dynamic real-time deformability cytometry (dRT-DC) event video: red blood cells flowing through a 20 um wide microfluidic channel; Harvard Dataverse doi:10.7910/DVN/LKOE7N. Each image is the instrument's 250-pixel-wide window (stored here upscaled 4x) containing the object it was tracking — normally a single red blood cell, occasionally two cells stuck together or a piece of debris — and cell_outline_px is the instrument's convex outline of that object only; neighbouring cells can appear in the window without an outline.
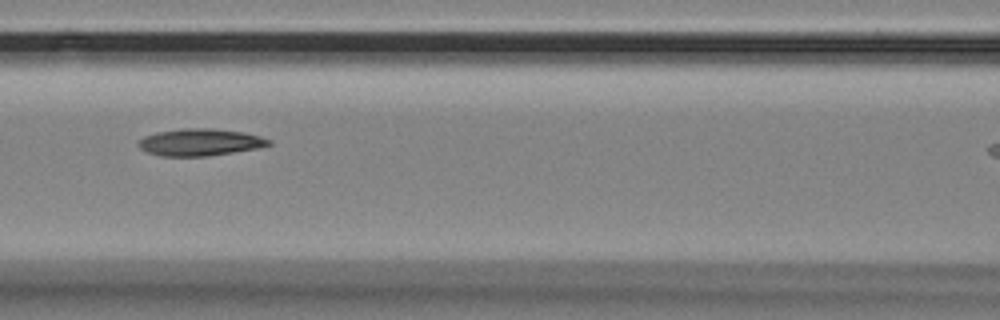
{"species": "Egyptian fruit bat (a non-hibernating species)", "species_latin": "Rousettus aegyptiacus", "temperature_condition": "room temperature", "stored_images_in_passage": 11, "camera_frame_rate_fps": 3000, "um_per_image_px": 0.085, "animal": {"sex": "female"}, "frame": {"image": 1, "passage_image": 6, "time_ms": 1.667, "image_size_px": [1000, 320], "cell_outline_px": [[272, 144], [256, 148], [208, 156], [160, 156], [148, 152], [140, 148], [136, 144], [144, 136], [156, 132], [180, 128], [212, 128], [244, 132], [260, 136], [272, 140]], "centroid_in_image_um": [16.99, 12.08], "position_along_channel_um": 149.6, "area_um2": 20.58}}
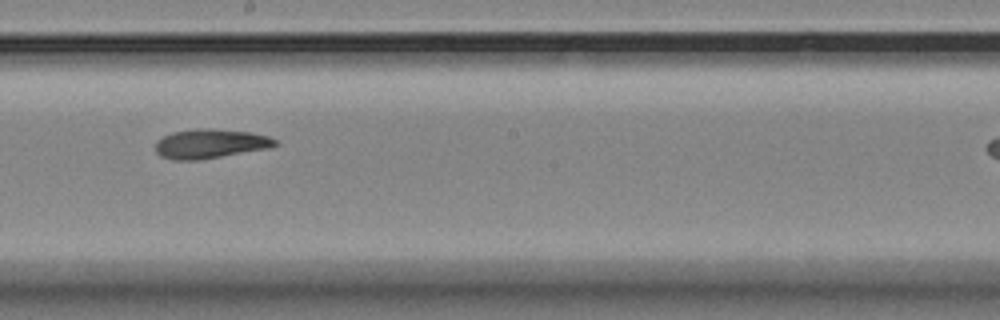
{"frame": {"image": 2, "passage_image": 8, "time_ms": 2.333, "image_size_px": [1000, 320], "cell_outline_px": [[280, 144], [268, 148], [196, 160], [172, 160], [160, 156], [156, 152], [156, 140], [172, 132], [196, 128], [212, 128], [252, 132], [268, 136], [276, 140]], "centroid_in_image_um": [17.85, 12.2], "position_along_channel_um": 230.3, "area_um2": 20.46}}
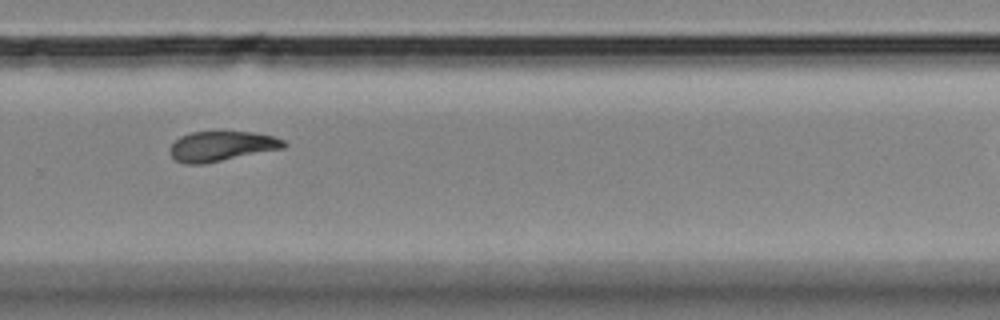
{"frame": {"image": 3, "passage_image": 10, "time_ms": 3.0, "image_size_px": [1000, 320], "cell_outline_px": [[288, 144], [284, 148], [204, 164], [184, 164], [176, 160], [168, 152], [168, 148], [180, 136], [192, 132], [256, 132], [272, 136], [284, 140]], "centroid_in_image_um": [18.82, 12.43], "position_along_channel_um": 311.0, "area_um2": 19.94}}